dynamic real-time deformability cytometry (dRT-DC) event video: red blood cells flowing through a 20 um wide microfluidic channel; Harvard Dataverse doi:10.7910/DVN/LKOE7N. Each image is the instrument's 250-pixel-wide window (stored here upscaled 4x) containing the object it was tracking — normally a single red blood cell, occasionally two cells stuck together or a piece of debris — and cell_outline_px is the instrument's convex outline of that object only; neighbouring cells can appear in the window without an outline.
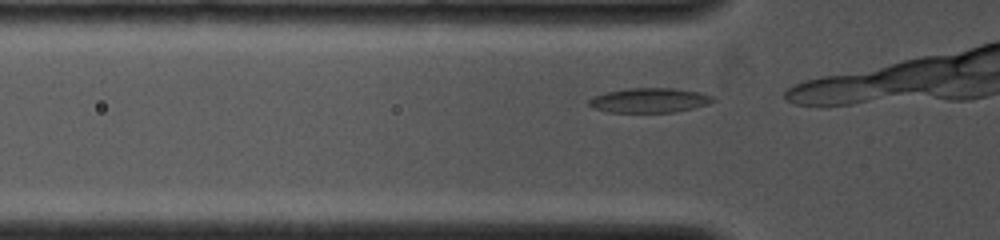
{"species": "common noctule bat (a hibernating species)", "species_latin": "Nyctalus noctula", "temperature_condition": "cold", "stored_images_in_passage": 6, "camera_frame_rate_fps": 4000, "um_per_image_px": 0.085, "animal": {"sex": "female", "body_mass_g": 19.0, "forearm_length_mm": 53.3}, "frame": {"image": 1, "passage_image": 2, "time_ms": 0.25, "image_size_px": [1000, 240], "cell_outline_px": [[716, 100], [708, 104], [676, 112], [608, 112], [592, 108], [588, 104], [588, 100], [596, 96], [608, 92], [628, 88], [672, 88], [700, 92], [712, 96]], "centroid_in_image_um": [55.21, 8.53], "position_along_channel_um": 70.6, "area_um2": 17.69}}